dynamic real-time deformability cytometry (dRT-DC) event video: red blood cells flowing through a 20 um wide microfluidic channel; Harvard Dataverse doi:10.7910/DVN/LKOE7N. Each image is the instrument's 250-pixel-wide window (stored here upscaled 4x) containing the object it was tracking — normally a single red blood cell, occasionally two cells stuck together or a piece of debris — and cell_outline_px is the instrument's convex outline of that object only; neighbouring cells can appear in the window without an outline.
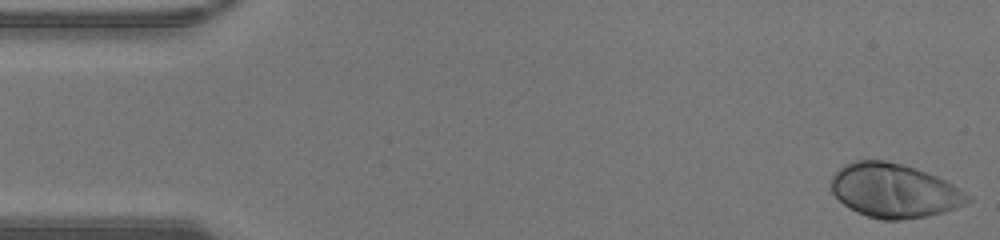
{"species": "human", "species_latin": "Homo sapiens", "temperature_condition": "warm", "stored_images_in_passage": 46, "camera_frame_rate_fps": 3000, "um_per_image_px": 0.085, "donor": {"sex": "male"}, "frame": {"image": 1, "passage_image": 1, "time_ms": 0.0, "image_size_px": [1000, 240], "cell_outline_px": [[972, 200], [956, 208], [944, 212], [924, 216], [900, 220], [884, 220], [868, 216], [856, 212], [848, 208], [832, 192], [832, 176], [844, 164], [856, 160], [884, 160], [916, 168], [936, 176], [960, 188], [972, 196]], "centroid_in_image_um": [76.02, 16.2], "position_along_channel_um": 9.0, "area_um2": 42.83}}
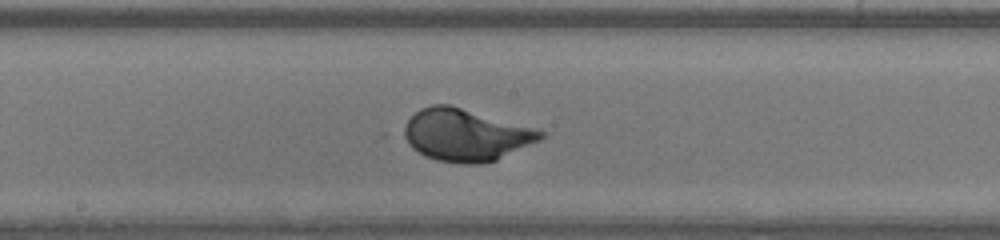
{"frame": {"image": 2, "passage_image": 24, "time_ms": 7.667, "image_size_px": [1000, 240], "cell_outline_px": [[544, 136], [540, 140], [496, 160], [480, 164], [460, 164], [436, 160], [424, 156], [412, 148], [396, 132], [420, 108], [432, 104], [448, 104], [532, 128], [544, 132]], "centroid_in_image_um": [39.46, 11.49], "position_along_channel_um": 208.7, "area_um2": 41.56}}
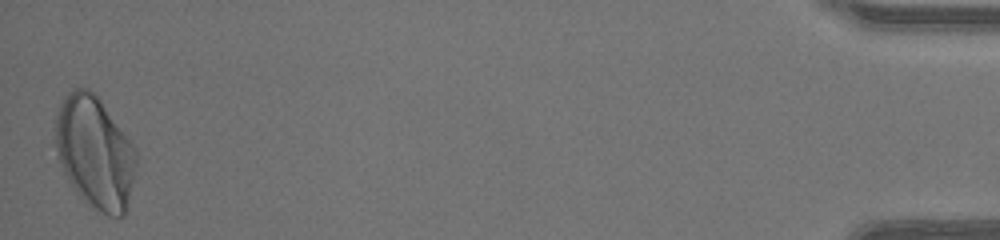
{"frame": {"image": 3, "passage_image": 46, "time_ms": 15.0, "image_size_px": [1000, 240], "cell_outline_px": [[136, 164], [124, 212], [120, 216], [108, 216], [92, 208], [76, 192], [68, 180], [56, 156], [56, 112], [64, 96], [72, 88], [88, 88], [100, 100], [132, 144], [136, 152]], "centroid_in_image_um": [8.02, 12.94], "position_along_channel_um": 427.2, "area_um2": 52.02}, "authors_computed_cell_mechanics": {"area_um2": 40.6334, "velocity_mm_per_s": 4.3667, "shape_relaxation_time_tau1_ms": 2.5164, "shape_relaxation_time_tau2_ms": null, "deformation_change_tau1": 0.1923, "deformation_change_tau2": null}}